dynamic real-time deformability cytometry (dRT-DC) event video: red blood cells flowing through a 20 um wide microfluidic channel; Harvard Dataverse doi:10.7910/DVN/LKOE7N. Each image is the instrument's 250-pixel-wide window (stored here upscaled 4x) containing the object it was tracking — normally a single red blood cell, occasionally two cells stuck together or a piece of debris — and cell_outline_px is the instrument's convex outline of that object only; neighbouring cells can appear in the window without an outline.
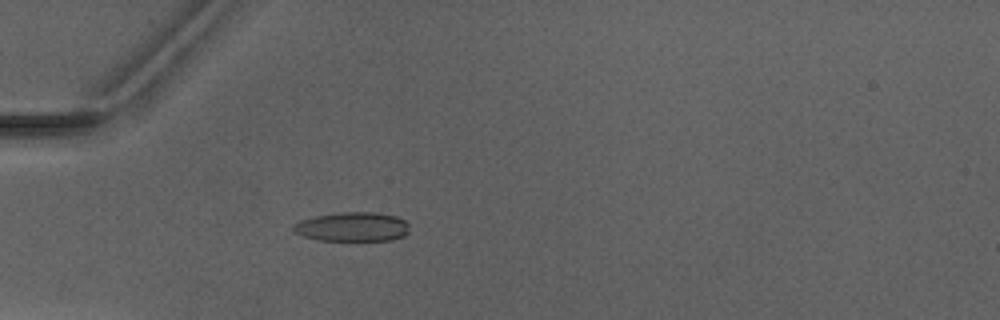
{"species": "Egyptian fruit bat (a non-hibernating species)", "species_latin": "Rousettus aegyptiacus", "temperature_condition": "warm", "stored_images_in_passage": 4, "camera_frame_rate_fps": 3000, "um_per_image_px": 0.085, "animal": {"sex": "male"}, "frame": {"image": 1, "passage_image": 4, "time_ms": 3.667, "image_size_px": [1000, 320], "cell_outline_px": [[408, 232], [404, 236], [392, 240], [320, 240], [304, 236], [292, 232], [292, 224], [300, 220], [316, 216], [340, 212], [376, 212], [396, 216], [404, 220], [408, 224]], "centroid_in_image_um": [29.94, 19.27], "position_along_channel_um": 55.1, "area_um2": 19.83}}